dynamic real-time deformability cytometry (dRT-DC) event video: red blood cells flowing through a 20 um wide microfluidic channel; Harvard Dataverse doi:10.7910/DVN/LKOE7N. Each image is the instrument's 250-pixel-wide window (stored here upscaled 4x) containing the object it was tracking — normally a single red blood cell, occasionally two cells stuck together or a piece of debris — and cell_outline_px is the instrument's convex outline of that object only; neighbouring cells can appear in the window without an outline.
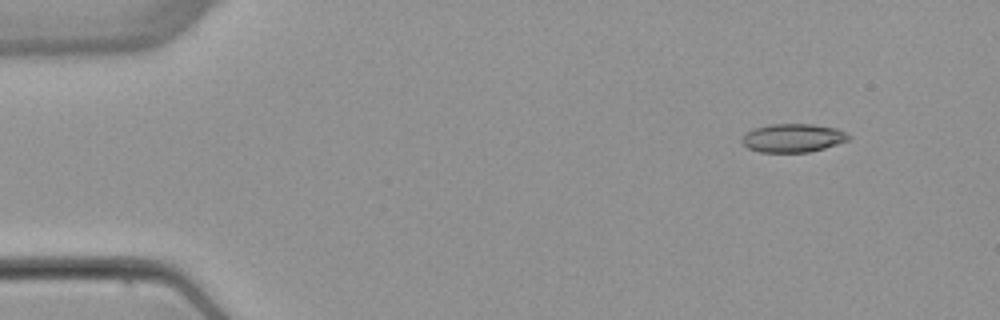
{"species": "common noctule bat (a hibernating species)", "species_latin": "Nyctalus noctula", "temperature_condition": "warm", "stored_images_in_passage": 5, "camera_frame_rate_fps": 3000, "um_per_image_px": 0.085, "animal": {"sex": "female", "body_mass_g": 22.7, "forearm_length_mm": 54.2}, "frame": {"image": 1, "passage_image": 1, "time_ms": 0.0, "image_size_px": [1000, 320], "cell_outline_px": [[852, 140], [824, 148], [808, 152], [760, 152], [748, 148], [744, 144], [744, 136], [752, 128], [768, 124], [812, 124], [836, 128], [852, 136]], "centroid_in_image_um": [67.46, 11.72], "position_along_channel_um": 17.5, "area_um2": 17.69}}
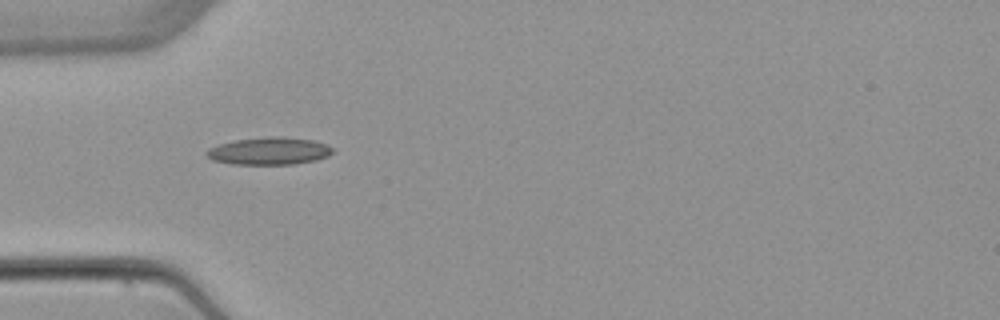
{"frame": {"image": 2, "passage_image": 4, "time_ms": 3.667, "image_size_px": [1000, 320], "cell_outline_px": [[332, 152], [328, 156], [316, 160], [292, 164], [232, 164], [212, 160], [204, 152], [208, 148], [220, 144], [236, 140], [268, 136], [280, 136], [316, 140], [328, 144], [332, 148]], "centroid_in_image_um": [22.9, 12.83], "position_along_channel_um": 62.1, "area_um2": 20.23}}
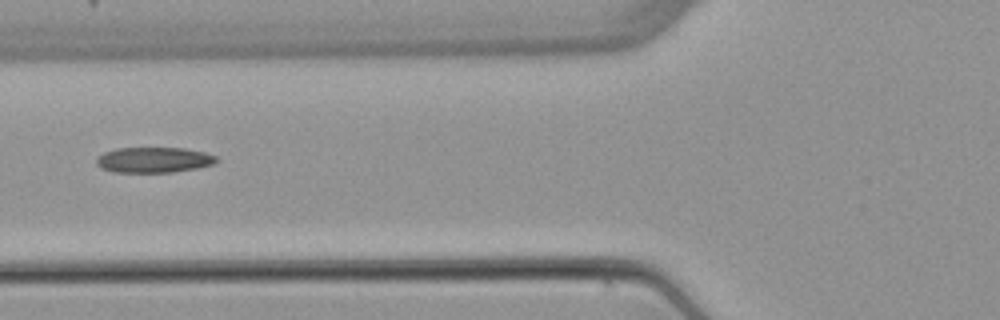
{"frame": {"image": 3, "passage_image": 5, "time_ms": 5.0, "image_size_px": [1000, 320], "cell_outline_px": [[220, 160], [212, 164], [196, 168], [172, 172], [112, 172], [100, 168], [96, 164], [96, 156], [104, 152], [116, 148], [184, 148], [204, 152], [216, 156]], "centroid_in_image_um": [13.03, 13.59], "position_along_channel_um": 112.8, "area_um2": 17.92}}